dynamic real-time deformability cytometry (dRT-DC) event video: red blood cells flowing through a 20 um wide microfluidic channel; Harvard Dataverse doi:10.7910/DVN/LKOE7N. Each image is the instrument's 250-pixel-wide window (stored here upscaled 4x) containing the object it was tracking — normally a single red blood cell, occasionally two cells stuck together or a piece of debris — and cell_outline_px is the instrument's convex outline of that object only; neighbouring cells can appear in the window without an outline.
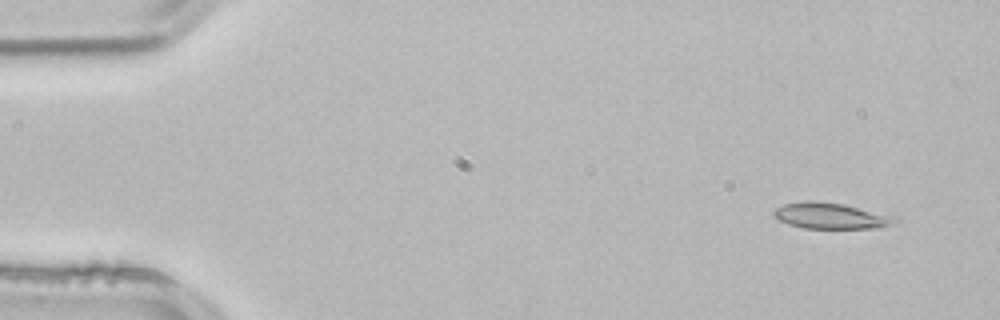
{"species": "common noctule bat (a hibernating species)", "species_latin": "Nyctalus noctula", "temperature_condition": "room temperature", "stored_images_in_passage": 3, "camera_frame_rate_fps": 3000, "um_per_image_px": 0.085, "animal": {"sex": "male", "body_mass_g": 21.5, "forearm_length_mm": 52.0}, "frame": {"image": 1, "passage_image": 1, "time_ms": 0.0, "image_size_px": [1000, 320], "cell_outline_px": [[900, 220], [884, 228], [804, 228], [788, 224], [772, 216], [772, 212], [776, 208], [784, 204], [804, 200], [812, 200], [844, 204], [896, 216]], "centroid_in_image_um": [70.64, 18.34], "position_along_channel_um": 14.4, "area_um2": 18.61}}